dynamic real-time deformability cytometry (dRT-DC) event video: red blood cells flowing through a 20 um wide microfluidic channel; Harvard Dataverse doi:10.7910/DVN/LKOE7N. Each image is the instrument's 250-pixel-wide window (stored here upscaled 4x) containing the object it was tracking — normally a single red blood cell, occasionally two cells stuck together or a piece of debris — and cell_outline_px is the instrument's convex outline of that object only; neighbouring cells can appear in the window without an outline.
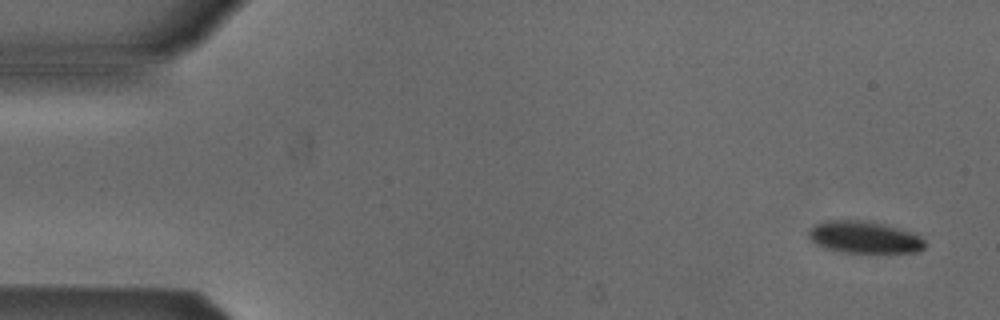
{"species": "Egyptian fruit bat (a non-hibernating species)", "species_latin": "Rousettus aegyptiacus", "temperature_condition": "cold", "stored_images_in_passage": 6, "camera_frame_rate_fps": 3000, "um_per_image_px": 0.085, "animal": {"sex": "male"}, "frame": {"image": 1, "passage_image": 1, "time_ms": 0.0, "image_size_px": [1000, 320], "cell_outline_px": [[924, 248], [916, 252], [888, 256], [844, 252], [828, 248], [816, 244], [808, 236], [808, 232], [816, 224], [824, 220], [864, 220], [884, 224], [912, 232], [920, 236], [924, 240]], "centroid_in_image_um": [73.54, 20.21], "position_along_channel_um": 11.5, "area_um2": 22.48}}
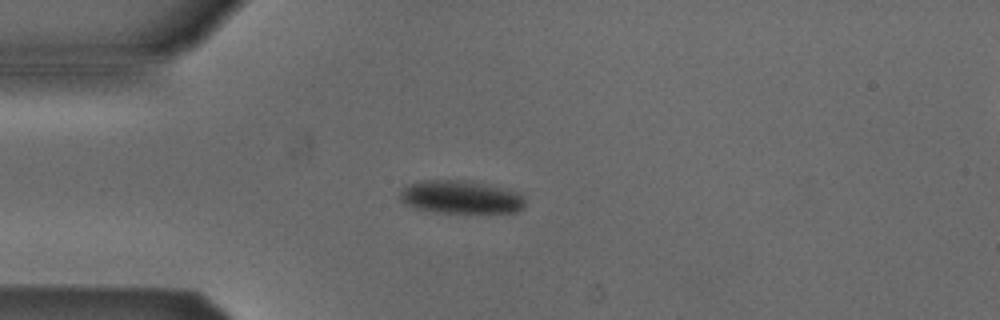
{"frame": {"image": 2, "passage_image": 4, "time_ms": 3.667, "image_size_px": [1000, 320], "cell_outline_px": [[528, 196], [524, 208], [516, 212], [436, 212], [412, 208], [404, 204], [400, 200], [400, 192], [404, 188], [420, 180], [468, 180], [508, 188], [520, 192]], "centroid_in_image_um": [39.24, 16.74], "position_along_channel_um": 45.8, "area_um2": 24.62}}
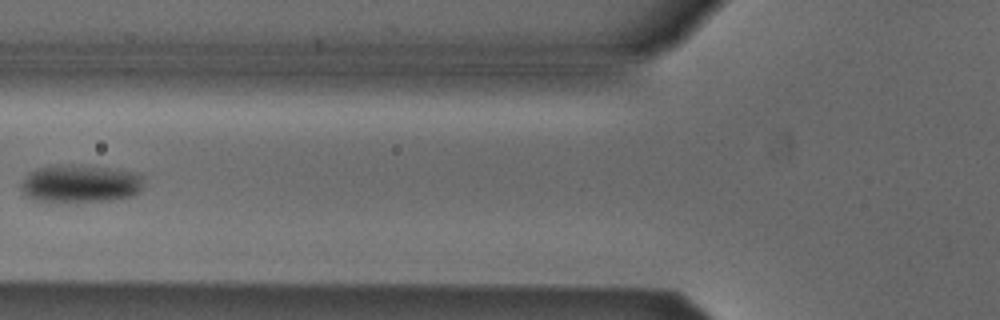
{"frame": {"image": 3, "passage_image": 6, "time_ms": 6.0, "image_size_px": [1000, 320], "cell_outline_px": [[144, 188], [136, 196], [108, 200], [48, 204], [32, 200], [20, 188], [20, 184], [24, 176], [28, 172], [36, 168], [56, 164], [68, 164], [108, 168], [136, 172], [144, 176]], "centroid_in_image_um": [6.8, 15.63], "position_along_channel_um": 119.0, "area_um2": 28.21}}